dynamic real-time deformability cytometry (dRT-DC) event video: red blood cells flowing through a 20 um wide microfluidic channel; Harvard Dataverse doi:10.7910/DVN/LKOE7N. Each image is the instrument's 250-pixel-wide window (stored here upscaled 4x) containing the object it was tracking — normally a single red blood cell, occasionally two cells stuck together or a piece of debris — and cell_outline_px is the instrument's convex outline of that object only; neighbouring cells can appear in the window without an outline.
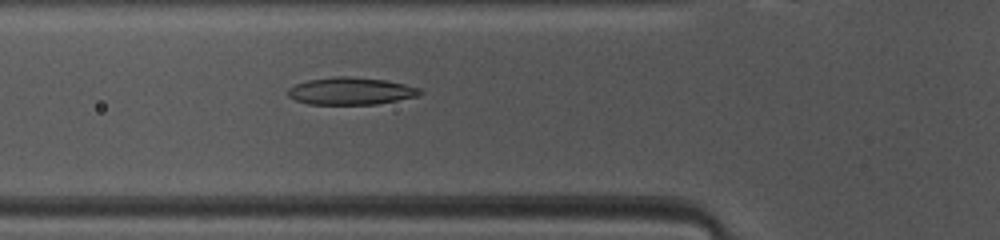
{"species": "common noctule bat (a hibernating species)", "species_latin": "Nyctalus noctula", "temperature_condition": "warm", "stored_images_in_passage": 43, "camera_frame_rate_fps": 3000, "um_per_image_px": 0.085, "animal": {"sex": "female", "body_mass_g": 10.0, "forearm_length_mm": 53.1}, "frame": {"image": 1, "passage_image": 11, "time_ms": 3.333, "image_size_px": [1000, 240], "cell_outline_px": [[424, 92], [416, 96], [376, 104], [308, 104], [296, 100], [288, 96], [288, 88], [296, 84], [308, 80], [332, 76], [348, 76], [384, 80], [404, 84], [420, 88]], "centroid_in_image_um": [29.8, 7.73], "position_along_channel_um": 96.0, "area_um2": 20.87}}
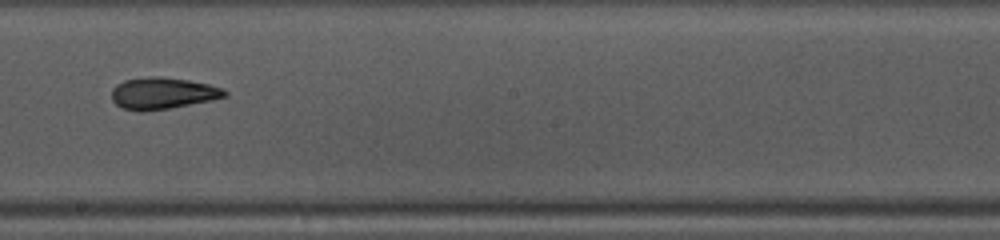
{"frame": {"image": 2, "passage_image": 21, "time_ms": 6.667, "image_size_px": [1000, 240], "cell_outline_px": [[228, 96], [212, 100], [168, 108], [144, 112], [120, 108], [112, 100], [112, 88], [116, 84], [124, 80], [148, 76], [160, 76], [188, 80], [208, 84], [224, 88], [228, 92]], "centroid_in_image_um": [13.82, 7.92], "position_along_channel_um": 234.4, "area_um2": 21.04}}
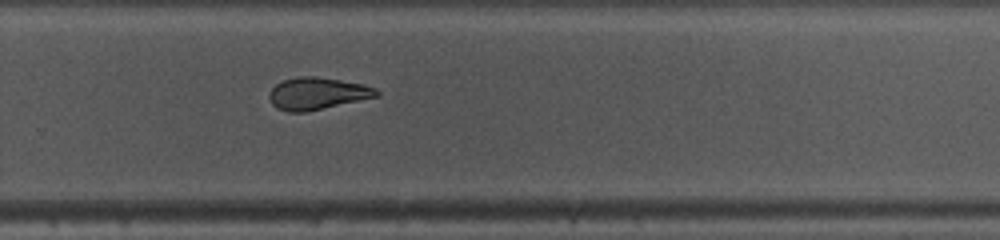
{"frame": {"image": 3, "passage_image": 26, "time_ms": 8.333, "image_size_px": [1000, 240], "cell_outline_px": [[380, 96], [304, 112], [288, 112], [276, 108], [272, 104], [268, 96], [272, 88], [276, 84], [284, 80], [296, 76], [316, 76], [364, 84], [376, 88], [380, 92]], "centroid_in_image_um": [26.97, 7.94], "position_along_channel_um": 302.8, "area_um2": 20.11}, "authors_computed_cell_mechanics": {"area_um2": 21.1548, "velocity_mm_per_s": 4.1264, "shape_relaxation_time_tau1_ms": 6.7115, "shape_relaxation_time_tau2_ms": 4.2865, "deformation_change_tau1": 0.2196, "deformation_change_tau2": 0.0811}}